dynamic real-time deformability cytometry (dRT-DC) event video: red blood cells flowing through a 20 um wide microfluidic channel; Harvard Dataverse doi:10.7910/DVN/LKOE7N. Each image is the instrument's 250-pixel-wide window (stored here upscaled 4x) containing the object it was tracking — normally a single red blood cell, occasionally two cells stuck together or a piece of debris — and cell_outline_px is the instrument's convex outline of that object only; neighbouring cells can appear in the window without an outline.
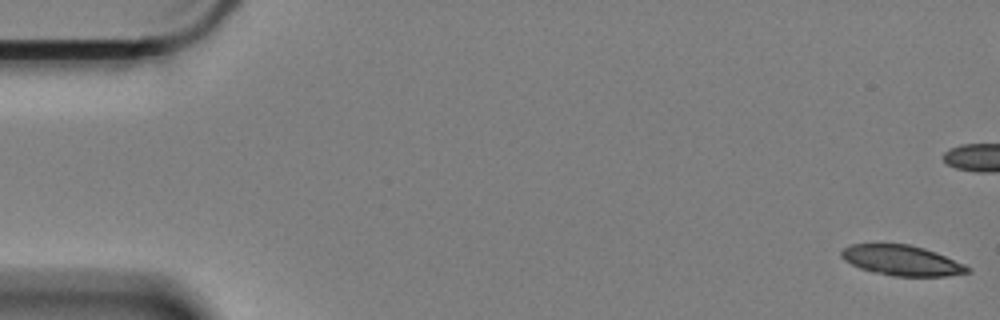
{"species": "Egyptian fruit bat (a non-hibernating species)", "species_latin": "Rousettus aegyptiacus", "temperature_condition": "cold", "stored_images_in_passage": 61, "camera_frame_rate_fps": 3000, "um_per_image_px": 0.085, "animal": {"sex": "female"}, "frame": {"image": 1, "passage_image": 1, "time_ms": 0.0, "image_size_px": [1000, 320], "cell_outline_px": [[972, 272], [944, 276], [896, 276], [876, 272], [860, 268], [844, 260], [840, 256], [840, 252], [844, 248], [852, 244], [908, 244], [924, 248], [936, 252], [964, 264], [972, 268]], "centroid_in_image_um": [76.68, 22.13], "position_along_channel_um": 8.3, "area_um2": 22.08}}
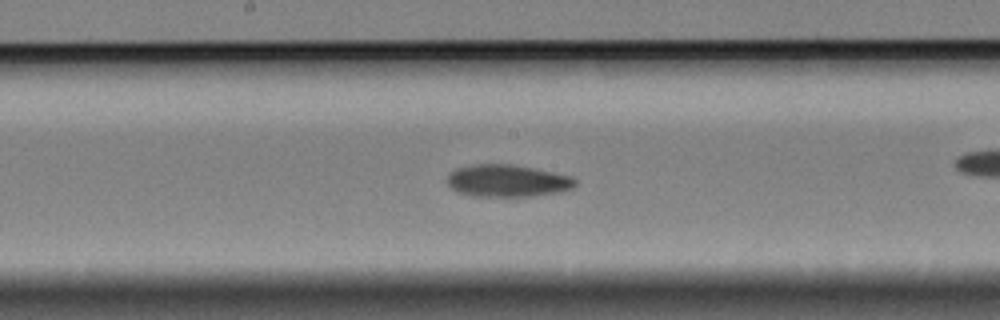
{"frame": {"image": 2, "passage_image": 31, "time_ms": 10.0, "image_size_px": [1000, 320], "cell_outline_px": [[576, 184], [572, 188], [560, 192], [532, 196], [472, 196], [460, 192], [452, 188], [448, 184], [448, 176], [456, 168], [476, 164], [512, 164], [572, 176], [576, 180]], "centroid_in_image_um": [43.15, 15.37], "position_along_channel_um": 205.0, "area_um2": 23.81}}
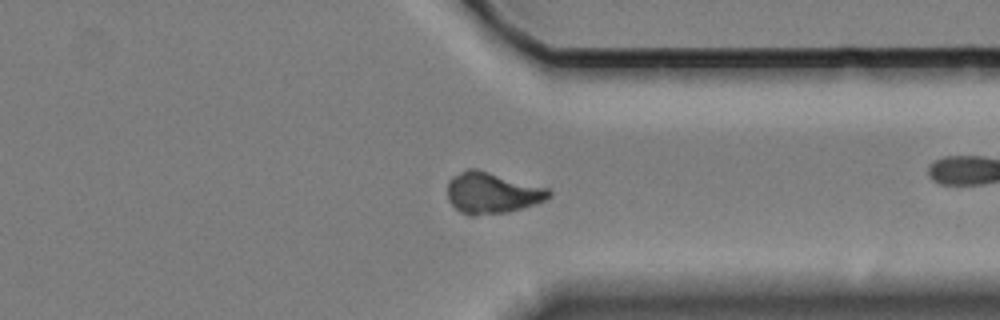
{"frame": {"image": 3, "passage_image": 46, "time_ms": 15.0, "image_size_px": [1000, 320], "cell_outline_px": [[552, 196], [544, 200], [508, 212], [472, 216], [468, 216], [460, 212], [448, 200], [448, 180], [452, 176], [468, 168], [476, 168], [548, 188], [552, 192]], "centroid_in_image_um": [41.79, 16.39], "position_along_channel_um": 369.6, "area_um2": 24.33}, "authors_computed_cell_mechanics": {"area_um2": 23.4668, "velocity_mm_per_s": 3.3119, "shape_relaxation_time_tau1_ms": null, "shape_relaxation_time_tau2_ms": 4.7641, "deformation_change_tau1": null, "deformation_change_tau2": 0.0941}}